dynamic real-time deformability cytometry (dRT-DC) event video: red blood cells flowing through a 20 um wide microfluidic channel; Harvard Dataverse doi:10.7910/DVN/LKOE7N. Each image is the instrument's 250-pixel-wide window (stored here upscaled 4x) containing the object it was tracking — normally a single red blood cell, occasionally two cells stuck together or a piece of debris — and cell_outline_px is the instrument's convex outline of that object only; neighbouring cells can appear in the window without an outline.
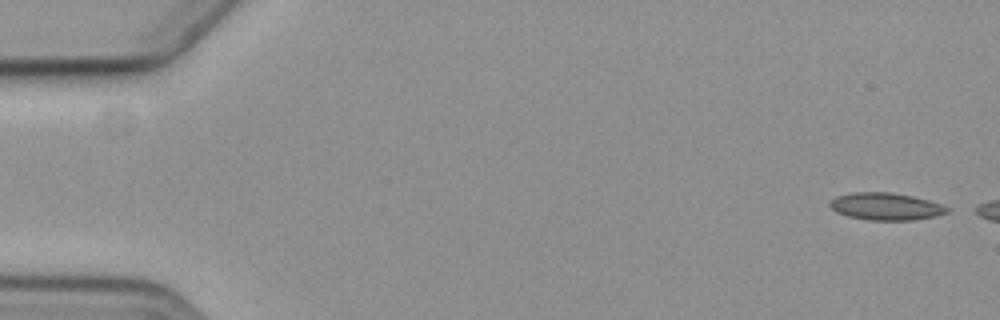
{"species": "common noctule bat (a hibernating species)", "species_latin": "Nyctalus noctula", "temperature_condition": "cold", "stored_images_in_passage": 5, "camera_frame_rate_fps": 3000, "um_per_image_px": 0.085, "animal": {"sex": "female", "body_mass_g": 19.3, "forearm_length_mm": 54.1}, "frame": {"image": 1, "passage_image": 1, "time_ms": 0.0, "image_size_px": [1000, 320], "cell_outline_px": [[948, 212], [936, 216], [912, 220], [868, 220], [848, 216], [836, 212], [828, 204], [836, 196], [852, 192], [892, 192], [912, 196], [928, 200], [940, 204], [948, 208]], "centroid_in_image_um": [75.27, 17.54], "position_along_channel_um": 9.7, "area_um2": 18.55}}